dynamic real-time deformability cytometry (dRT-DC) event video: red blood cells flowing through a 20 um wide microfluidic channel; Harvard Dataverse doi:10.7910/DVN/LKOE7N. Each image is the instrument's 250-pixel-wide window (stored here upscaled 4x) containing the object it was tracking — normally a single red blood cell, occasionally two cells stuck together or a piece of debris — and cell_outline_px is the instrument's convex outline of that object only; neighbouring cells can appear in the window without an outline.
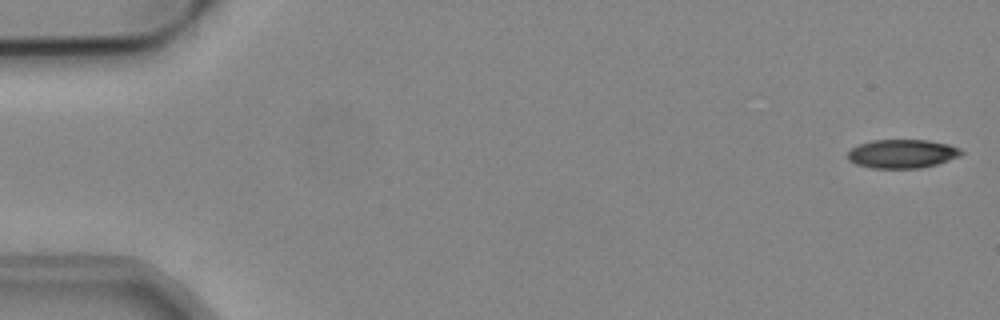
{"species": "common noctule bat (a hibernating species)", "species_latin": "Nyctalus noctula", "temperature_condition": "cold", "stored_images_in_passage": 21, "camera_frame_rate_fps": 3000, "um_per_image_px": 0.085, "animal": {"sex": "male", "body_mass_g": 19.2, "forearm_length_mm": 51.8}, "frame": {"image": 1, "passage_image": 1, "time_ms": 0.0, "image_size_px": [1000, 320], "cell_outline_px": [[964, 152], [960, 156], [936, 164], [920, 168], [872, 168], [856, 164], [848, 160], [848, 152], [852, 148], [860, 144], [872, 140], [928, 140], [948, 144], [960, 148]], "centroid_in_image_um": [76.69, 13.07], "position_along_channel_um": 8.3, "area_um2": 18.96}}
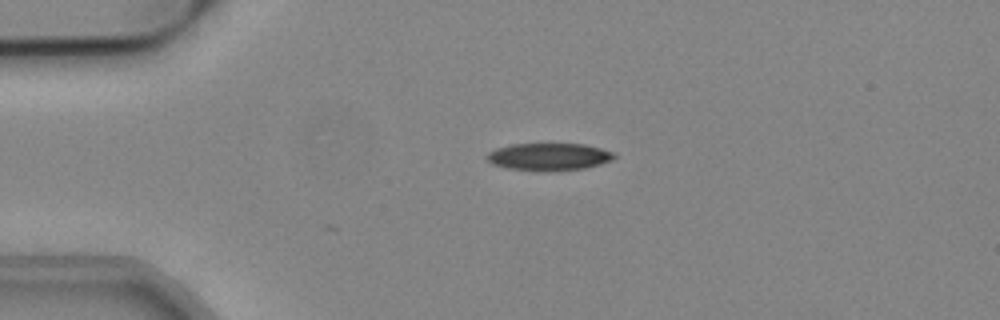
{"frame": {"image": 2, "passage_image": 12, "time_ms": 3.667, "image_size_px": [1000, 320], "cell_outline_px": [[616, 156], [612, 160], [600, 164], [580, 168], [544, 172], [536, 172], [508, 168], [492, 164], [488, 160], [488, 152], [496, 148], [512, 144], [584, 144], [616, 152]], "centroid_in_image_um": [46.66, 13.33], "position_along_channel_um": 38.3, "area_um2": 20.35}}
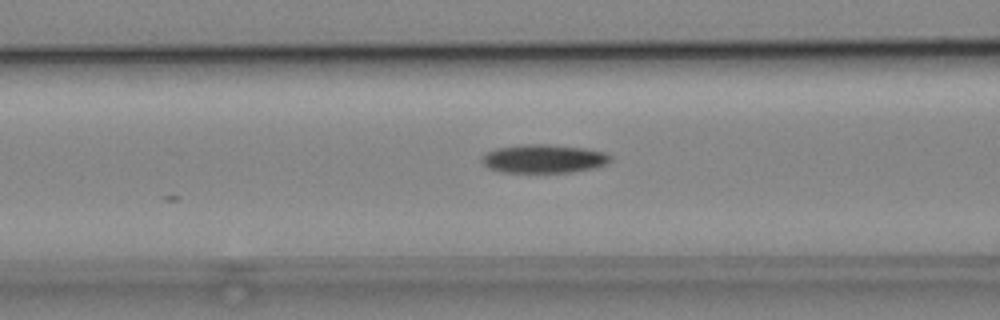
{"frame": {"image": 3, "passage_image": 21, "time_ms": 6.667, "image_size_px": [1000, 320], "cell_outline_px": [[612, 160], [604, 164], [592, 168], [572, 172], [500, 172], [488, 168], [480, 160], [488, 152], [496, 148], [520, 144], [548, 144], [584, 148], [604, 152], [612, 156]], "centroid_in_image_um": [46.2, 13.48], "position_along_channel_um": 120.4, "area_um2": 21.33}}